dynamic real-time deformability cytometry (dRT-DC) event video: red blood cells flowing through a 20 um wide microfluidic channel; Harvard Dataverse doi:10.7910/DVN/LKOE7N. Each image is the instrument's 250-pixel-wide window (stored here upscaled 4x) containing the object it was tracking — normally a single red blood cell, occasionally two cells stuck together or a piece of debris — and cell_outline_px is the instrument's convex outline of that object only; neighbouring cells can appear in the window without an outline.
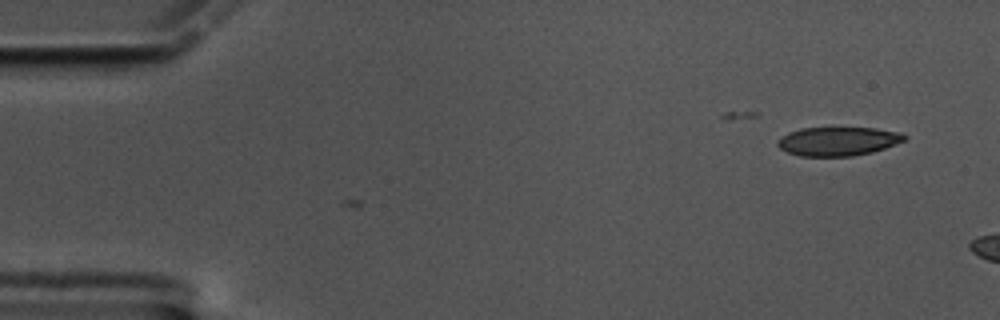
{"species": "common noctule bat (a hibernating species)", "species_latin": "Nyctalus noctula", "temperature_condition": "cold", "stored_images_in_passage": 2, "camera_frame_rate_fps": 3000, "um_per_image_px": 0.085, "animal": {"sex": "male", "body_mass_g": 17.5, "forearm_length_mm": 52.3}, "frame": {"image": 1, "passage_image": 1, "time_ms": 0.0, "image_size_px": [1000, 320], "cell_outline_px": [[908, 136], [904, 140], [884, 148], [872, 152], [852, 156], [800, 156], [788, 152], [780, 148], [776, 144], [776, 140], [788, 132], [800, 128], [876, 128], [900, 132]], "centroid_in_image_um": [71.2, 12.0], "position_along_channel_um": 13.8, "area_um2": 21.27}}